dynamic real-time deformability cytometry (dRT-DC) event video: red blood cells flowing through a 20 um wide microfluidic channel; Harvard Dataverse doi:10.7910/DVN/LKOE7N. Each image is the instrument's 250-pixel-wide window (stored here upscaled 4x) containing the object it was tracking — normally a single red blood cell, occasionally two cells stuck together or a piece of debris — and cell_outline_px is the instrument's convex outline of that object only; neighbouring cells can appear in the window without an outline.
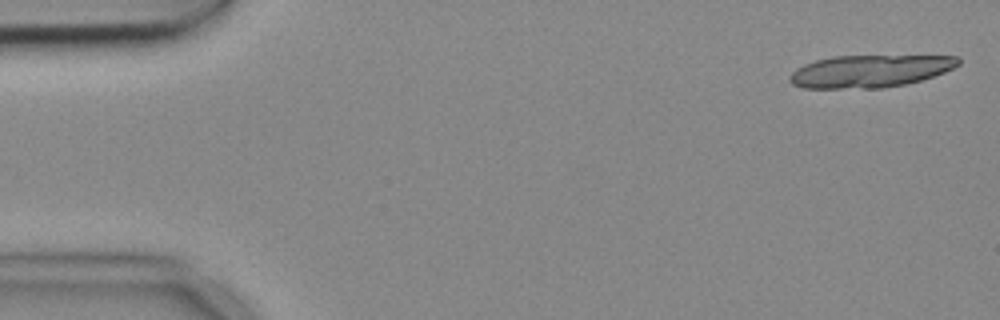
{"species": "common noctule bat (a hibernating species)", "species_latin": "Nyctalus noctula", "temperature_condition": "cold", "stored_images_in_passage": 6, "camera_frame_rate_fps": 3000, "um_per_image_px": 0.085, "animal": {"sex": "female", "body_mass_g": 18.4}, "frame": {"image": 1, "passage_image": 1, "time_ms": 0.0, "image_size_px": [1000, 320], "cell_outline_px": [[960, 64], [944, 72], [920, 80], [904, 84], [884, 88], [804, 88], [792, 84], [788, 80], [788, 76], [796, 68], [804, 64], [816, 60], [832, 56], [960, 56]], "centroid_in_image_um": [73.9, 6.04], "position_along_channel_um": 11.1, "area_um2": 31.79}}